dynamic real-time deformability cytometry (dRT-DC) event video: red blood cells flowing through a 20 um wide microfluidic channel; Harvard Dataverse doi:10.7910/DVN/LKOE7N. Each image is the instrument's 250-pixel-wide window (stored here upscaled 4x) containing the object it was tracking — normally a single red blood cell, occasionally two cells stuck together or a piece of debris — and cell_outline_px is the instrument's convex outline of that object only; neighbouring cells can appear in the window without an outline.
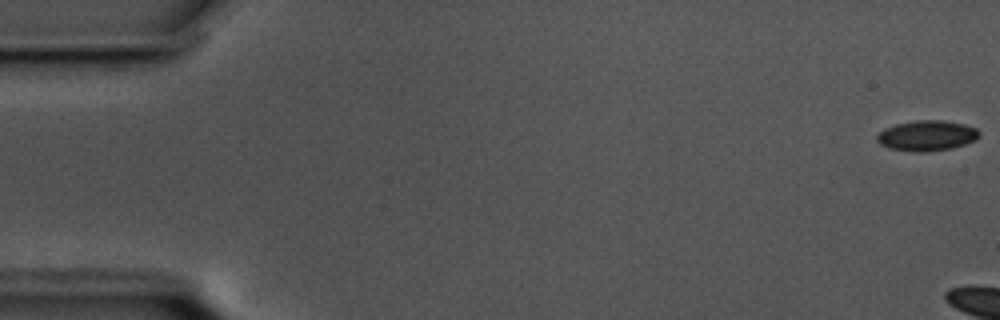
{"species": "common noctule bat (a hibernating species)", "species_latin": "Nyctalus noctula", "temperature_condition": "cold", "stored_images_in_passage": 5, "camera_frame_rate_fps": 3000, "um_per_image_px": 0.085, "animal": {"sex": "male", "body_mass_g": 17.5, "forearm_length_mm": 52.3}, "frame": {"image": 1, "passage_image": 1, "time_ms": 0.0, "image_size_px": [1000, 320], "cell_outline_px": [[980, 136], [976, 140], [952, 148], [928, 152], [912, 152], [888, 148], [880, 144], [876, 140], [876, 136], [884, 128], [896, 124], [916, 120], [944, 120], [964, 124], [976, 128], [980, 132]], "centroid_in_image_um": [78.78, 11.53], "position_along_channel_um": 6.2, "area_um2": 18.32}}